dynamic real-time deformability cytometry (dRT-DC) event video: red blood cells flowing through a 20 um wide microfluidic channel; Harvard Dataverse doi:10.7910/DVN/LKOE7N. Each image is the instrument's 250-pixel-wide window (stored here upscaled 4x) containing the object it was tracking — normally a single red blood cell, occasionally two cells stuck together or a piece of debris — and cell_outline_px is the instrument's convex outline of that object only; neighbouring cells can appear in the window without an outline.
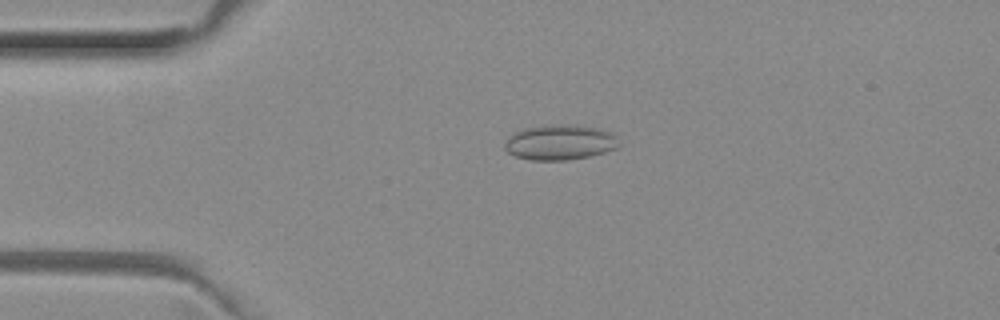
{"species": "common noctule bat (a hibernating species)", "species_latin": "Nyctalus noctula", "temperature_condition": "room temperature", "stored_images_in_passage": 51, "camera_frame_rate_fps": 3000, "um_per_image_px": 0.085, "animal": {"sex": "female", "body_mass_g": 29.2, "forearm_length_mm": 56.3}, "frame": {"image": 1, "passage_image": 11, "time_ms": 3.333, "image_size_px": [1000, 320], "cell_outline_px": [[620, 144], [616, 148], [604, 152], [588, 156], [564, 160], [532, 160], [516, 156], [508, 152], [504, 148], [504, 144], [508, 136], [512, 132], [524, 128], [552, 124], [600, 128], [612, 132], [616, 136]], "centroid_in_image_um": [47.57, 12.09], "position_along_channel_um": 37.4, "area_um2": 23.35}}
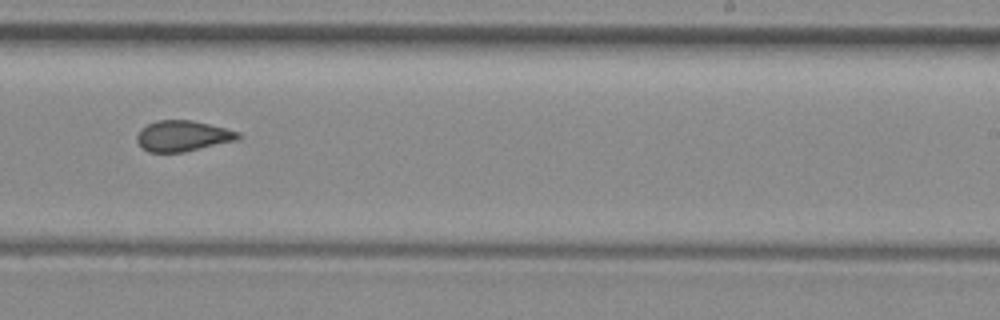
{"frame": {"image": 2, "passage_image": 31, "time_ms": 10.0, "image_size_px": [1000, 320], "cell_outline_px": [[244, 136], [236, 140], [184, 152], [148, 152], [136, 140], [136, 136], [140, 128], [156, 120], [192, 120], [240, 132]], "centroid_in_image_um": [15.53, 11.55], "position_along_channel_um": 273.5, "area_um2": 18.09}}
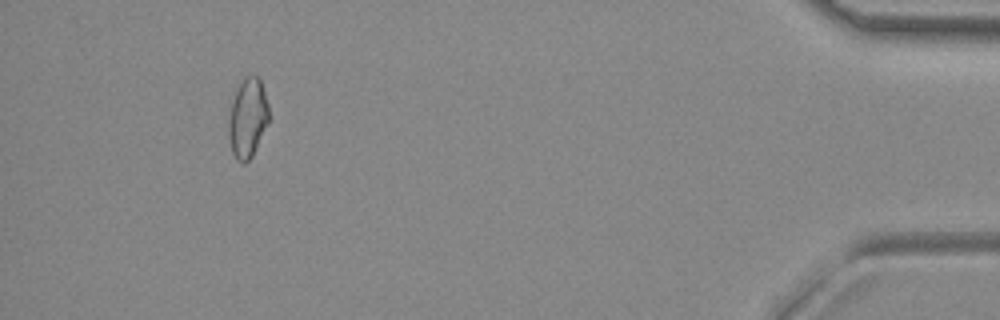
{"frame": {"image": 3, "passage_image": 47, "time_ms": 15.333, "image_size_px": [1000, 320], "cell_outline_px": [[268, 124], [252, 156], [244, 164], [240, 164], [236, 160], [232, 152], [228, 136], [228, 120], [232, 100], [236, 88], [244, 76], [256, 76], [260, 80], [268, 104]], "centroid_in_image_um": [21.03, 10.05], "position_along_channel_um": 414.2, "area_um2": 18.73}, "authors_computed_cell_mechanics": {"area_um2": 18.8428, "velocity_mm_per_s": 3.9971, "shape_relaxation_time_tau1_ms": null, "shape_relaxation_time_tau2_ms": 1.6401, "deformation_change_tau1": null, "deformation_change_tau2": 0.0764}}